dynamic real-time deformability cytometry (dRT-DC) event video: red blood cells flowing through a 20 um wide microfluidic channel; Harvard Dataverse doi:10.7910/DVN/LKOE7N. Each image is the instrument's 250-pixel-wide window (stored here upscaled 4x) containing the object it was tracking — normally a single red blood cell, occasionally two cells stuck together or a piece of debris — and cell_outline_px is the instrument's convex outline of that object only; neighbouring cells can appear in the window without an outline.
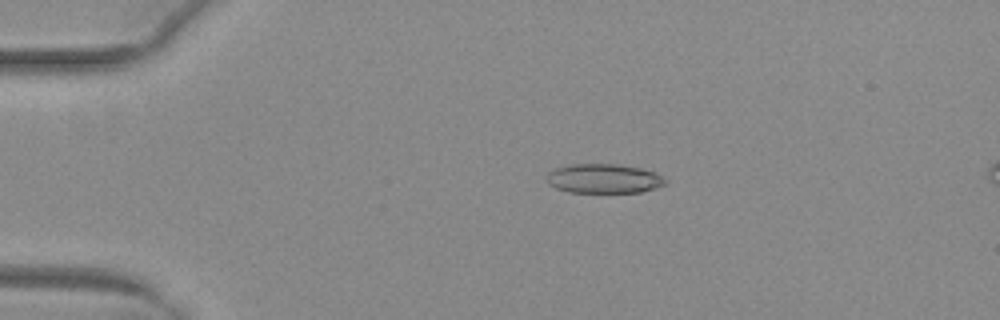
{"species": "common noctule bat (a hibernating species)", "species_latin": "Nyctalus noctula", "temperature_condition": "warm", "stored_images_in_passage": 53, "camera_frame_rate_fps": 3000, "um_per_image_px": 0.085, "animal": {"sex": "female", "body_mass_g": 29.2, "forearm_length_mm": 56.3}, "frame": {"image": 1, "passage_image": 12, "time_ms": 3.667, "image_size_px": [1000, 320], "cell_outline_px": [[668, 184], [656, 188], [640, 192], [568, 192], [556, 188], [548, 184], [548, 172], [556, 168], [572, 164], [620, 164], [640, 168], [656, 172], [668, 180]], "centroid_in_image_um": [51.38, 15.18], "position_along_channel_um": 33.6, "area_um2": 20.4}}
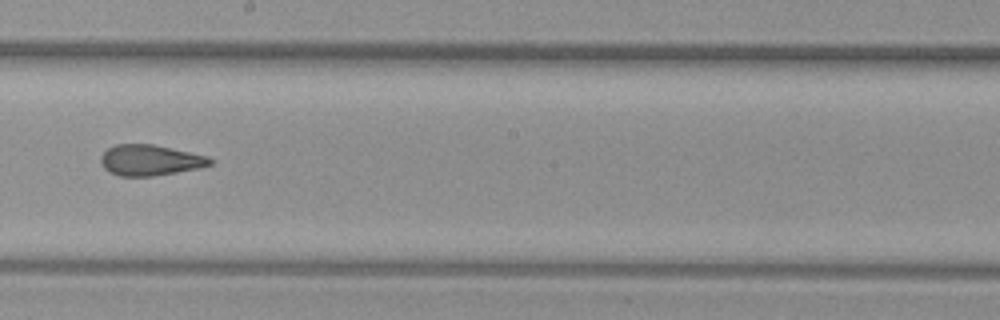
{"frame": {"image": 2, "passage_image": 31, "time_ms": 10.0, "image_size_px": [1000, 320], "cell_outline_px": [[216, 160], [212, 164], [200, 168], [152, 176], [120, 176], [108, 172], [100, 164], [100, 156], [108, 148], [116, 144], [152, 144], [208, 156]], "centroid_in_image_um": [12.75, 13.62], "position_along_channel_um": 235.4, "area_um2": 19.71}}
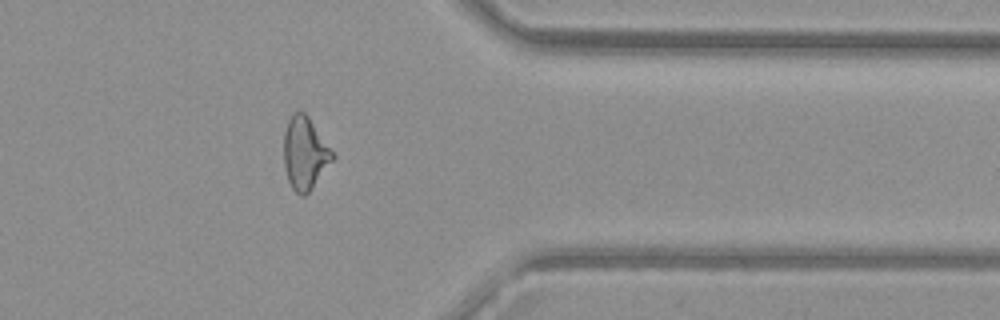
{"frame": {"image": 3, "passage_image": 43, "time_ms": 14.0, "image_size_px": [1000, 320], "cell_outline_px": [[336, 156], [308, 192], [304, 196], [300, 196], [292, 188], [288, 180], [284, 168], [284, 132], [288, 120], [292, 112], [304, 112], [308, 116]], "centroid_in_image_um": [25.9, 13.02], "position_along_channel_um": 385.5, "area_um2": 20.4}, "authors_computed_cell_mechanics": {"area_um2": 20.9236, "velocity_mm_per_s": 4.0406, "shape_relaxation_time_tau1_ms": null, "shape_relaxation_time_tau2_ms": 1.6388, "deformation_change_tau1": null, "deformation_change_tau2": 0.0932}}